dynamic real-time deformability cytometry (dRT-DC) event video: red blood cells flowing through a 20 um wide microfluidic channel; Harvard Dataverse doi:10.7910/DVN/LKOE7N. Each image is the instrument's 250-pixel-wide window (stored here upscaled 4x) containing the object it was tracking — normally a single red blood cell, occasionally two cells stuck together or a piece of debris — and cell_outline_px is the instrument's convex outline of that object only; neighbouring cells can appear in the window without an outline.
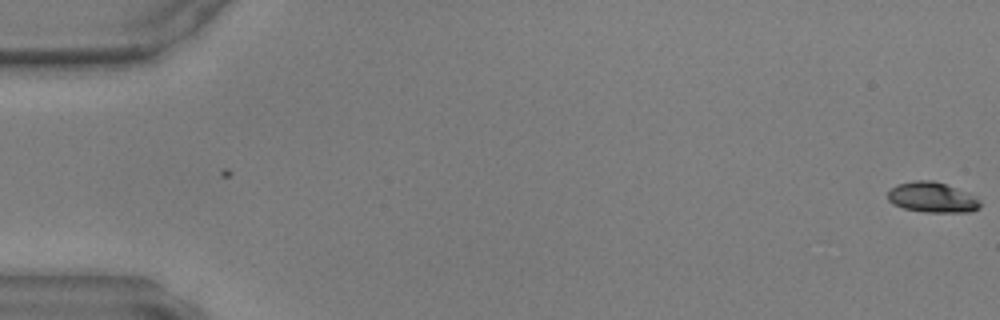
{"species": "common noctule bat (a hibernating species)", "species_latin": "Nyctalus noctula", "temperature_condition": "warm", "stored_images_in_passage": 24, "camera_frame_rate_fps": 3000, "um_per_image_px": 0.085, "animal": {"sex": "male", "body_mass_g": 17.9, "forearm_length_mm": 54.2}, "frame": {"image": 1, "passage_image": 1, "time_ms": 0.0, "image_size_px": [1000, 320], "cell_outline_px": [[980, 208], [972, 212], [924, 212], [904, 208], [892, 204], [888, 200], [888, 192], [896, 184], [916, 180], [932, 180], [944, 184], [976, 196], [980, 200]], "centroid_in_image_um": [79.24, 16.79], "position_along_channel_um": 5.8, "area_um2": 16.3}}
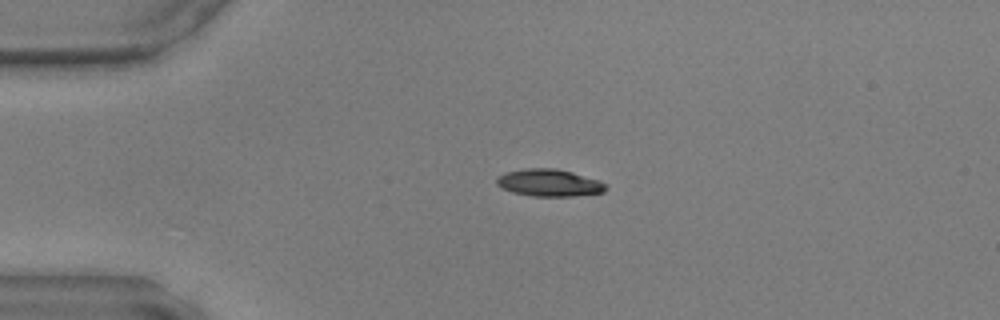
{"frame": {"image": 2, "passage_image": 12, "time_ms": 3.667, "image_size_px": [1000, 320], "cell_outline_px": [[608, 188], [604, 192], [572, 196], [532, 196], [512, 192], [500, 188], [496, 184], [496, 176], [504, 172], [524, 168], [556, 168], [572, 172], [600, 180], [608, 184]], "centroid_in_image_um": [46.66, 15.53], "position_along_channel_um": 38.3, "area_um2": 17.63}}